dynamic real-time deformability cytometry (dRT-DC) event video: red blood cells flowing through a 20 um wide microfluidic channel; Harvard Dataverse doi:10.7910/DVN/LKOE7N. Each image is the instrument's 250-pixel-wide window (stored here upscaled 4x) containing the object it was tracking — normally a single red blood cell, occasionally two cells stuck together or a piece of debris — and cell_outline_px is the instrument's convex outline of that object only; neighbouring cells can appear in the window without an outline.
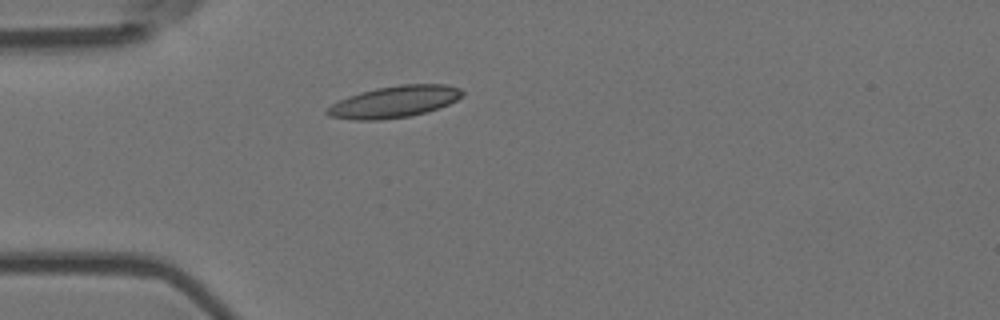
{"species": "Egyptian fruit bat (a non-hibernating species)", "species_latin": "Rousettus aegyptiacus", "temperature_condition": "room temperature", "stored_images_in_passage": 3, "camera_frame_rate_fps": 3000, "um_per_image_px": 0.085, "animal": {"sex": "female"}, "frame": {"image": 1, "passage_image": 3, "time_ms": 0.667, "image_size_px": [1000, 320], "cell_outline_px": [[464, 92], [456, 100], [440, 108], [428, 112], [408, 116], [380, 120], [356, 120], [328, 116], [324, 112], [332, 104], [348, 96], [360, 92], [376, 88], [400, 84], [444, 84], [460, 88]], "centroid_in_image_um": [33.52, 8.65], "position_along_channel_um": 51.5, "area_um2": 24.91}}